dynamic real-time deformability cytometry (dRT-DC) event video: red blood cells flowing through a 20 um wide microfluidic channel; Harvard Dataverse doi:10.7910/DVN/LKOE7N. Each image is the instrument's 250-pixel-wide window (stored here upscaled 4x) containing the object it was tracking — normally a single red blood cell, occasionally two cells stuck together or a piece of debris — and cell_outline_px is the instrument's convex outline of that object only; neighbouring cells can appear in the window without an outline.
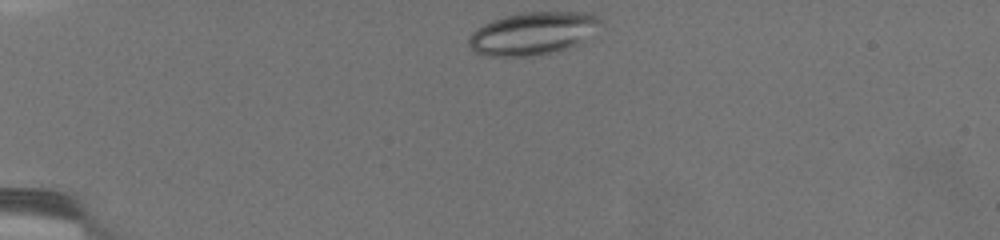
{"species": "common noctule bat (a hibernating species)", "species_latin": "Nyctalus noctula", "temperature_condition": "warm", "stored_images_in_passage": 43, "camera_frame_rate_fps": 3000, "um_per_image_px": 0.085, "animal": {"sex": "female", "body_mass_g": 19.5, "forearm_length_mm": 54.1}, "frame": {"image": 1, "passage_image": 1, "time_ms": 0.0, "image_size_px": [1000, 240], "cell_outline_px": [[600, 20], [580, 40], [564, 48], [540, 56], [488, 56], [476, 52], [468, 44], [468, 40], [476, 28], [492, 20], [504, 16], [520, 12], [588, 12], [600, 16]], "centroid_in_image_um": [45.17, 2.82], "position_along_channel_um": 39.8, "area_um2": 31.91}}
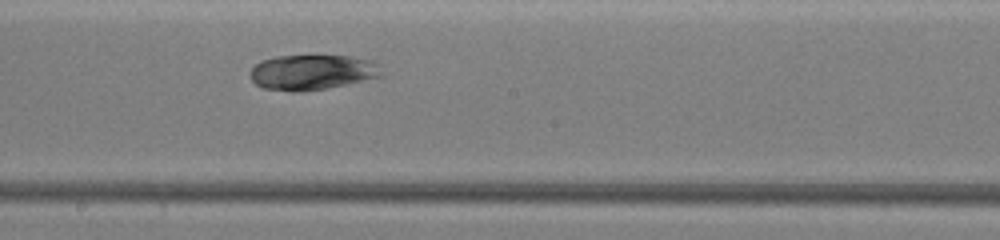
{"frame": {"image": 2, "passage_image": 25, "time_ms": 8.0, "image_size_px": [1000, 240], "cell_outline_px": [[384, 76], [328, 88], [300, 92], [292, 92], [264, 88], [256, 84], [252, 80], [252, 68], [260, 60], [276, 56], [352, 56], [372, 60], [380, 64]], "centroid_in_image_um": [26.6, 6.14], "position_along_channel_um": 221.6, "area_um2": 27.11}}
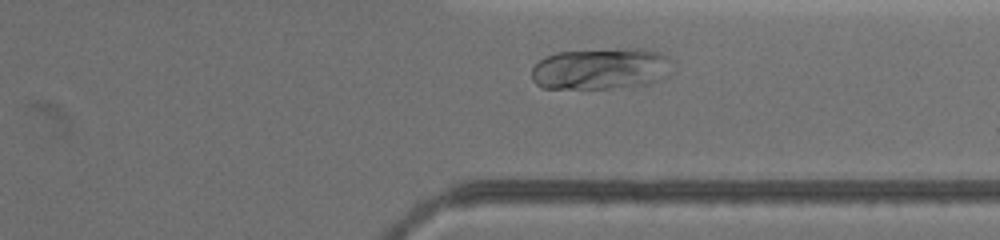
{"frame": {"image": 3, "passage_image": 39, "time_ms": 12.667, "image_size_px": [1000, 240], "cell_outline_px": [[676, 72], [660, 80], [648, 84], [608, 88], [544, 88], [536, 84], [532, 80], [532, 68], [540, 60], [556, 52], [628, 48], [644, 48], [660, 52], [668, 60]], "centroid_in_image_um": [51.13, 5.84], "position_along_channel_um": 360.3, "area_um2": 34.22}}